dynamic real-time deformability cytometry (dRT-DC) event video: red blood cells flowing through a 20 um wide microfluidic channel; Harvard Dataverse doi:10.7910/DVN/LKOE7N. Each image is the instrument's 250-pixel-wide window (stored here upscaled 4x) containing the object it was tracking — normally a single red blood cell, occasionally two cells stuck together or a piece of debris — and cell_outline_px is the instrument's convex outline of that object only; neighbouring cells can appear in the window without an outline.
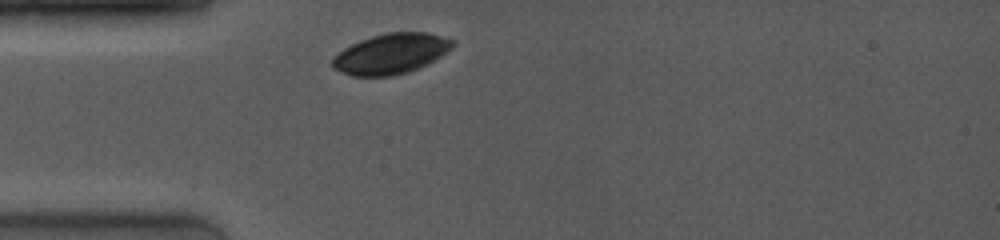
{"species": "common noctule bat (a hibernating species)", "species_latin": "Nyctalus noctula", "temperature_condition": "room temperature", "stored_images_in_passage": 1, "camera_frame_rate_fps": 4000, "um_per_image_px": 0.085, "animal": {"sex": "female", "body_mass_g": 19.0, "forearm_length_mm": 53.3}, "frame": {"image": 1, "passage_image": 1, "time_ms": 0.0, "image_size_px": [1000, 240], "cell_outline_px": [[452, 48], [440, 56], [408, 72], [392, 76], [352, 76], [332, 68], [332, 56], [344, 48], [360, 40], [372, 36], [388, 32], [428, 32], [452, 40]], "centroid_in_image_um": [33.16, 4.57], "position_along_channel_um": 51.8, "area_um2": 27.92}}